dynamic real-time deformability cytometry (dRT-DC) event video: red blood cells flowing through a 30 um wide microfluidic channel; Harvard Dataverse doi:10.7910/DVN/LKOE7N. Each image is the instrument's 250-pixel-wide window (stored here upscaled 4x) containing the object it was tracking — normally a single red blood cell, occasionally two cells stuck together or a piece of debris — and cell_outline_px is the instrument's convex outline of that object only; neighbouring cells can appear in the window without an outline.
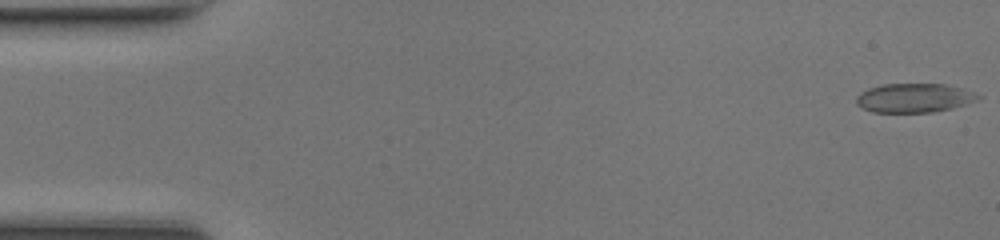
{"species": "common noctule bat (a hibernating species)", "species_latin": "Nyctalus noctula", "temperature_condition": "room temperature", "stored_images_in_passage": 48, "camera_frame_rate_fps": 3000, "um_per_image_px": 0.085, "animal": {"sex": "female", "body_mass_g": 17.0, "forearm_length_mm": 48.0}, "frame": {"image": 1, "passage_image": 1, "time_ms": 0.0, "image_size_px": [1000, 240], "cell_outline_px": [[984, 96], [980, 100], [952, 108], [932, 112], [872, 112], [856, 104], [856, 96], [860, 92], [868, 88], [884, 84], [944, 84], [976, 92]], "centroid_in_image_um": [77.74, 8.32], "position_along_channel_um": 7.3, "area_um2": 20.75}}
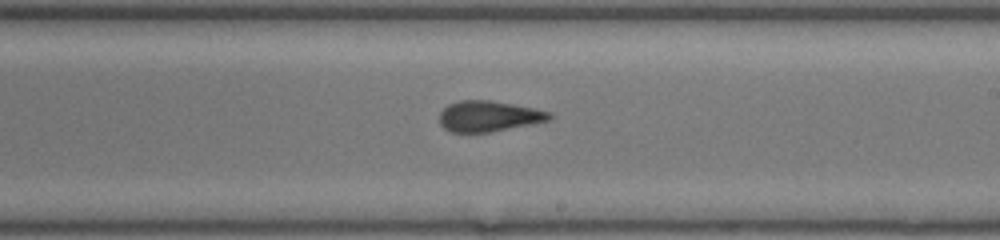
{"frame": {"image": 2, "passage_image": 28, "time_ms": 9.0, "image_size_px": [1000, 240], "cell_outline_px": [[552, 116], [548, 120], [488, 132], [452, 132], [444, 128], [440, 124], [440, 112], [448, 104], [460, 100], [492, 100], [552, 112]], "centroid_in_image_um": [41.49, 9.86], "position_along_channel_um": 247.5, "area_um2": 19.36}}
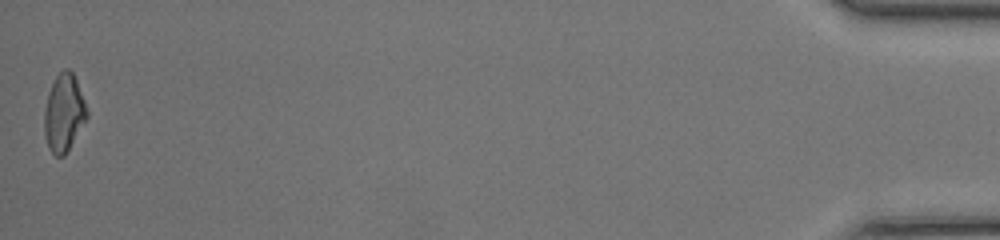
{"frame": {"image": 3, "passage_image": 48, "time_ms": 15.667, "image_size_px": [1000, 240], "cell_outline_px": [[88, 116], [64, 156], [56, 156], [52, 152], [48, 144], [44, 132], [44, 112], [48, 92], [56, 76], [64, 68], [68, 68], [72, 72], [76, 80], [84, 100], [88, 112]], "centroid_in_image_um": [5.42, 9.57], "position_along_channel_um": 429.8, "area_um2": 18.9}, "authors_computed_cell_mechanics": {"area_um2": 20.3167, "velocity_mm_per_s": 4.3037, "shape_relaxation_time_tau1_ms": null, "shape_relaxation_time_tau2_ms": 1.3767, "deformation_change_tau1": null, "deformation_change_tau2": 0.0769}}